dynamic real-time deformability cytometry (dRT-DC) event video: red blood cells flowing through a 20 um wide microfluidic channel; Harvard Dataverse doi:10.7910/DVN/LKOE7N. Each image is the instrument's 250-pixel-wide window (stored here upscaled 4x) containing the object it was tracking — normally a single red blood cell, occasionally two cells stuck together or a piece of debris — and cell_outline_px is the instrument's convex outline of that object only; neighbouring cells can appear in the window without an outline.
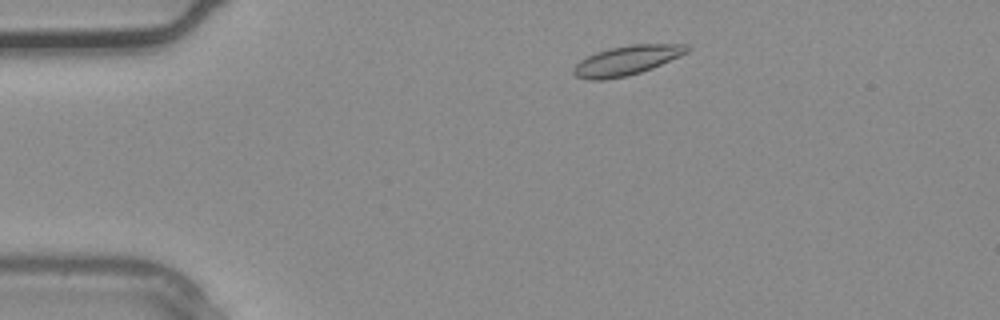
{"species": "common noctule bat (a hibernating species)", "species_latin": "Nyctalus noctula", "temperature_condition": "warm", "stored_images_in_passage": 3, "camera_frame_rate_fps": 3000, "um_per_image_px": 0.085, "animal": {"sex": "male", "body_mass_g": 20.4}, "frame": {"image": 1, "passage_image": 1, "time_ms": 0.0, "image_size_px": [1000, 320], "cell_outline_px": [[692, 48], [688, 52], [652, 68], [628, 76], [604, 80], [588, 80], [576, 76], [572, 72], [572, 68], [580, 60], [596, 52], [612, 48], [632, 44], [688, 44]], "centroid_in_image_um": [53.27, 5.14], "position_along_channel_um": 31.7, "area_um2": 19.48}}